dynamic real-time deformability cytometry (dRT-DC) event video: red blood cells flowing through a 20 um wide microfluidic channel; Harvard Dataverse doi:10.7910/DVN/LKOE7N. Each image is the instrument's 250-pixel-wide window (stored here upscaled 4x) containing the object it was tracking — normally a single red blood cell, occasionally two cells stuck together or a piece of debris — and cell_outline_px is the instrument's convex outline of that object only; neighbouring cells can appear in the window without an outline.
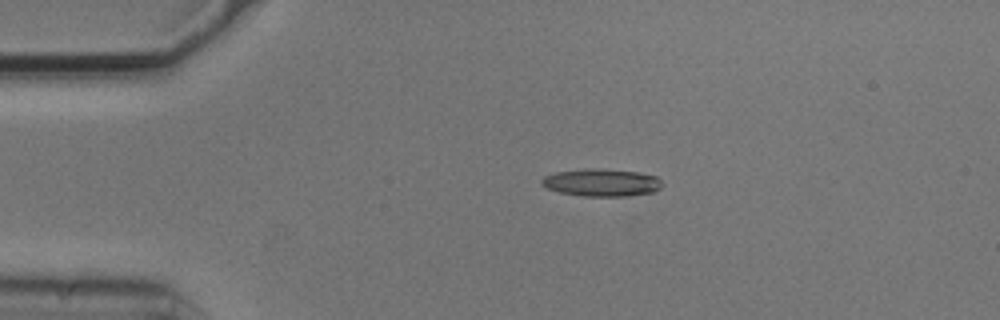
{"species": "common noctule bat (a hibernating species)", "species_latin": "Nyctalus noctula", "temperature_condition": "cold", "stored_images_in_passage": 3, "camera_frame_rate_fps": 3000, "um_per_image_px": 0.085, "animal": {"sex": "male", "body_mass_g": 20.5, "forearm_length_mm": 52.5}, "frame": {"image": 1, "passage_image": 3, "time_ms": 0.667, "image_size_px": [1000, 320], "cell_outline_px": [[664, 184], [660, 188], [652, 192], [628, 196], [584, 196], [560, 192], [548, 188], [540, 184], [540, 180], [544, 176], [556, 172], [584, 168], [596, 168], [640, 172], [656, 176]], "centroid_in_image_um": [51.13, 15.51], "position_along_channel_um": 33.9, "area_um2": 19.42}}